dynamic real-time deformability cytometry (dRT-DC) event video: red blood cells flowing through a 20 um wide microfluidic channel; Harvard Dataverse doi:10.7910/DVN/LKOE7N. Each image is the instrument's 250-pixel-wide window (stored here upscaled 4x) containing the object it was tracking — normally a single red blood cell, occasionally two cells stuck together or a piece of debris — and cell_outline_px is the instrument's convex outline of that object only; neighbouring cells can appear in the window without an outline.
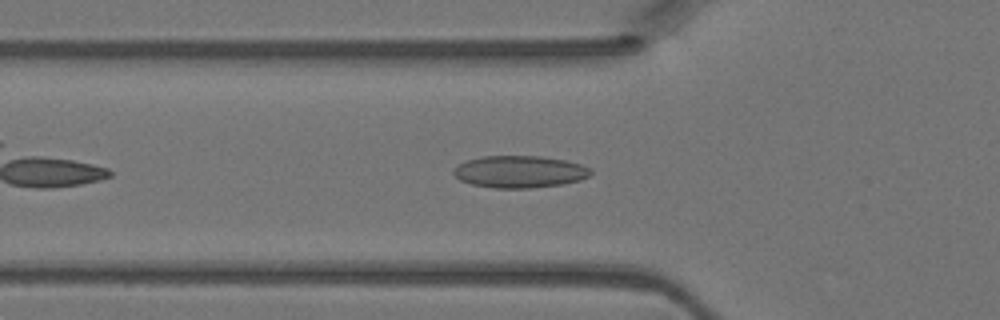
{"species": "Egyptian fruit bat (a non-hibernating species)", "species_latin": "Rousettus aegyptiacus", "temperature_condition": "warm", "stored_images_in_passage": 36, "camera_frame_rate_fps": 3000, "um_per_image_px": 0.085, "animal": {"sex": "female"}, "frame": {"image": 1, "passage_image": 6, "time_ms": 1.667, "image_size_px": [1000, 320], "cell_outline_px": [[592, 172], [588, 176], [580, 180], [560, 184], [532, 188], [496, 188], [472, 184], [460, 180], [452, 172], [460, 164], [468, 160], [480, 156], [540, 156], [564, 160], [580, 164], [588, 168]], "centroid_in_image_um": [44.16, 14.59], "position_along_channel_um": 81.6, "area_um2": 25.32}}
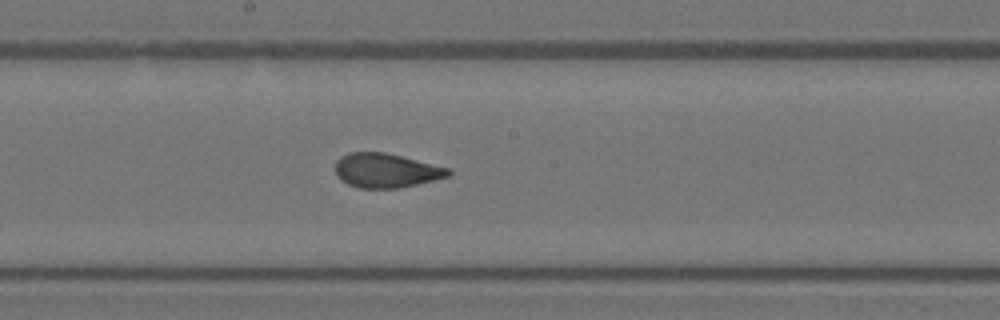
{"frame": {"image": 2, "passage_image": 15, "time_ms": 4.667, "image_size_px": [1000, 320], "cell_outline_px": [[452, 172], [448, 176], [416, 184], [396, 188], [360, 188], [348, 184], [340, 180], [336, 176], [336, 160], [340, 156], [348, 152], [384, 152], [448, 168]], "centroid_in_image_um": [32.74, 14.49], "position_along_channel_um": 215.5, "area_um2": 22.31}}
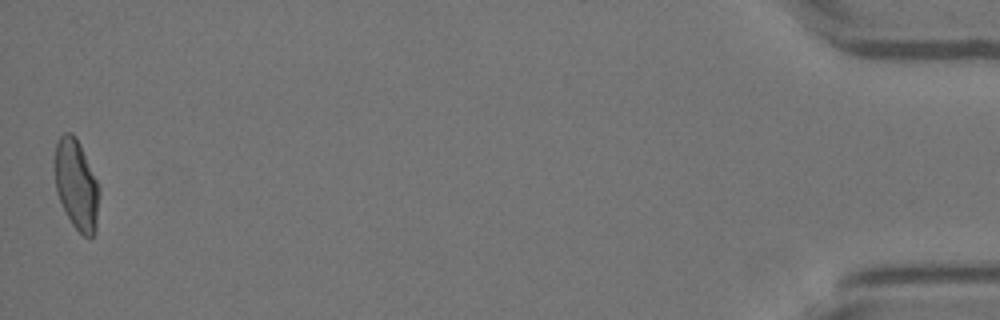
{"frame": {"image": 3, "passage_image": 36, "time_ms": 11.667, "image_size_px": [1000, 320], "cell_outline_px": [[100, 192], [96, 232], [92, 236], [84, 236], [72, 224], [56, 192], [56, 144], [60, 136], [64, 132], [72, 132], [76, 136], [80, 144], [100, 188]], "centroid_in_image_um": [6.53, 15.7], "position_along_channel_um": 428.7, "area_um2": 23.06}}